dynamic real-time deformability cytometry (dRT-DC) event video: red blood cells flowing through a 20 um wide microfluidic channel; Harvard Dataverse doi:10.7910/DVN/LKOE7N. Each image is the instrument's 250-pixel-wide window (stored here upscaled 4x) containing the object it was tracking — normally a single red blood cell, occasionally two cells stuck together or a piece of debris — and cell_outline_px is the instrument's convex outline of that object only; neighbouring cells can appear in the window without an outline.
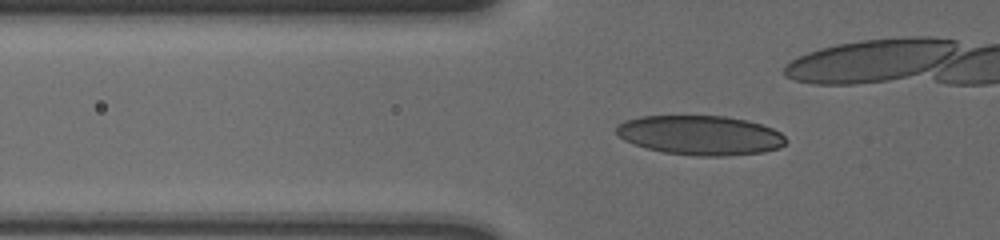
{"species": "human", "species_latin": "Homo sapiens", "temperature_condition": "cold", "stored_images_in_passage": 45, "camera_frame_rate_fps": 3000, "um_per_image_px": 0.085, "donor": {"sex": "male"}, "frame": {"image": 1, "passage_image": 17, "time_ms": 5.333, "image_size_px": [1000, 240], "cell_outline_px": [[784, 144], [780, 148], [764, 152], [724, 156], [700, 156], [664, 152], [632, 144], [624, 140], [616, 132], [616, 128], [624, 120], [640, 116], [724, 116], [744, 120], [760, 124], [772, 128], [780, 132], [784, 136]], "centroid_in_image_um": [59.51, 11.5], "position_along_channel_um": 66.3, "area_um2": 38.78}}
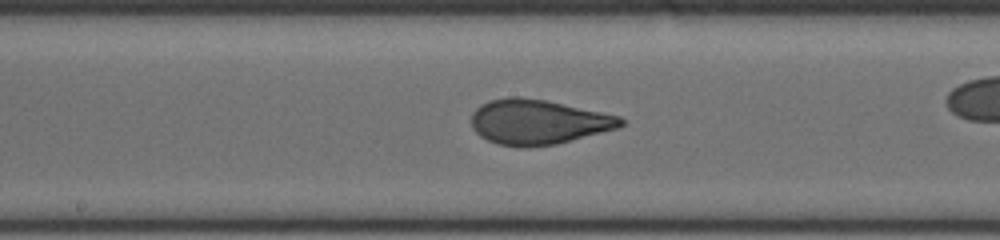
{"frame": {"image": 2, "passage_image": 29, "time_ms": 9.333, "image_size_px": [1000, 240], "cell_outline_px": [[624, 124], [616, 128], [556, 144], [528, 148], [520, 148], [496, 144], [480, 136], [472, 128], [472, 112], [480, 104], [488, 100], [508, 96], [520, 96], [544, 100], [620, 116], [624, 120]], "centroid_in_image_um": [45.67, 10.37], "position_along_channel_um": 202.5, "area_um2": 39.13}}
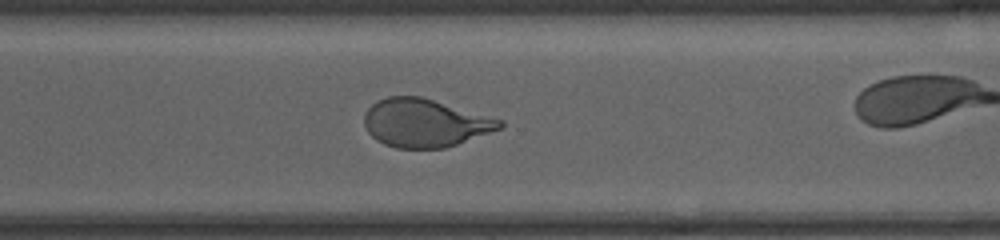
{"frame": {"image": 3, "passage_image": 40, "time_ms": 13.0, "image_size_px": [1000, 240], "cell_outline_px": [[504, 128], [444, 148], [396, 148], [384, 144], [376, 140], [368, 132], [364, 124], [364, 116], [368, 108], [372, 104], [388, 96], [420, 96], [504, 120]], "centroid_in_image_um": [36.14, 10.45], "position_along_channel_um": 334.5, "area_um2": 37.97}}